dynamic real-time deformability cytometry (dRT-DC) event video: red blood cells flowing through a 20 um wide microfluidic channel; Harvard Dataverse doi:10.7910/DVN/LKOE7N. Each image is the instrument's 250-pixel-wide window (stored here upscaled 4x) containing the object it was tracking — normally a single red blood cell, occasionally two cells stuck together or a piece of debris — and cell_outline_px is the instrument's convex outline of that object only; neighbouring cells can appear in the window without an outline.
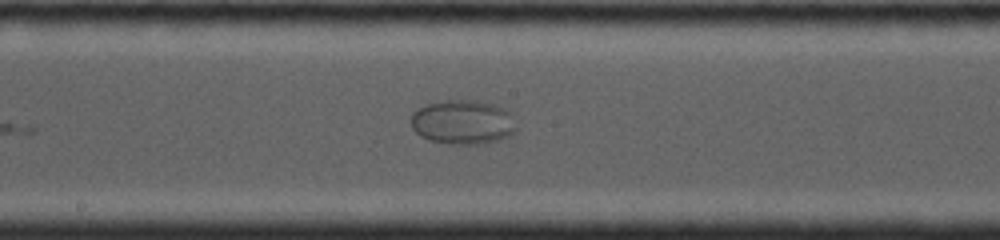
{"species": "common noctule bat (a hibernating species)", "species_latin": "Nyctalus noctula", "temperature_condition": "cold", "stored_images_in_passage": 12, "camera_frame_rate_fps": 4000, "um_per_image_px": 0.085, "animal": {"sex": "female", "body_mass_g": 19.0, "forearm_length_mm": 53.3}, "frame": {"image": 1, "passage_image": 12, "time_ms": 5.5, "image_size_px": [1000, 240], "cell_outline_px": [[516, 128], [508, 136], [496, 140], [476, 144], [448, 144], [428, 140], [420, 136], [412, 128], [412, 112], [424, 104], [444, 100], [476, 100], [492, 104], [504, 108], [508, 112]], "centroid_in_image_um": [39.27, 10.37], "position_along_channel_um": 208.9, "area_um2": 27.05}}